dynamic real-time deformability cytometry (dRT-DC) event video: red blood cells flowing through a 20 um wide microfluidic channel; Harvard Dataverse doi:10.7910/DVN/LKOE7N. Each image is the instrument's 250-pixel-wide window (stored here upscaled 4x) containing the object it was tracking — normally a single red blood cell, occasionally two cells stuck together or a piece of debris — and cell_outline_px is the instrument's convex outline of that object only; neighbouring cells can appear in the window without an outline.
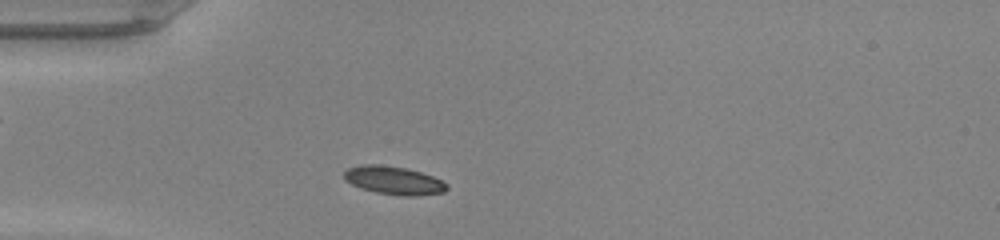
{"species": "common noctule bat (a hibernating species)", "species_latin": "Nyctalus noctula", "temperature_condition": "warm", "stored_images_in_passage": 38, "camera_frame_rate_fps": 3000, "um_per_image_px": 0.085, "animal": {"sex": "male", "body_mass_g": 20.0, "forearm_length_mm": 53.3}, "frame": {"image": 1, "passage_image": 4, "time_ms": 1.0, "image_size_px": [1000, 240], "cell_outline_px": [[448, 188], [444, 192], [416, 196], [400, 196], [376, 192], [360, 188], [344, 180], [344, 172], [348, 168], [360, 164], [380, 164], [404, 168], [420, 172], [432, 176], [448, 184]], "centroid_in_image_um": [33.45, 15.34], "position_along_channel_um": 51.6, "area_um2": 16.94}}
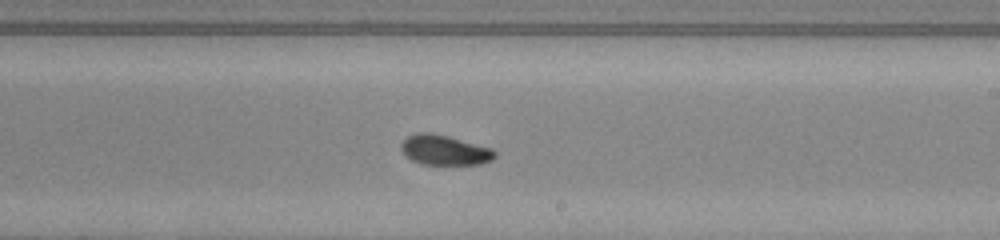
{"frame": {"image": 2, "passage_image": 19, "time_ms": 6.0, "image_size_px": [1000, 240], "cell_outline_px": [[496, 156], [492, 160], [480, 164], [420, 164], [412, 160], [400, 148], [400, 144], [408, 136], [416, 132], [432, 132], [448, 136], [492, 148], [496, 152]], "centroid_in_image_um": [37.79, 12.74], "position_along_channel_um": 251.2, "area_um2": 16.36}}
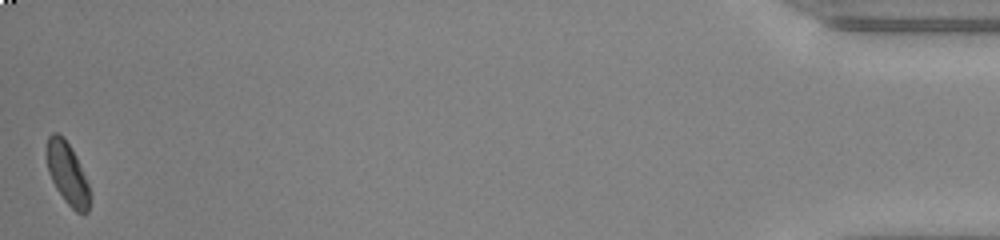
{"frame": {"image": 3, "passage_image": 38, "time_ms": 12.333, "image_size_px": [1000, 240], "cell_outline_px": [[88, 212], [84, 216], [76, 212], [64, 200], [56, 188], [48, 172], [44, 152], [48, 136], [52, 132], [56, 132], [64, 136], [76, 156], [88, 184]], "centroid_in_image_um": [5.67, 14.7], "position_along_channel_um": 429.5, "area_um2": 15.72}, "authors_computed_cell_mechanics": {"area_um2": 16.2707, "velocity_mm_per_s": 4.2612, "shape_relaxation_time_tau1_ms": 2.1373, "shape_relaxation_time_tau2_ms": 2.0594, "deformation_change_tau1": 0.109, "deformation_change_tau2": 0.0551}}